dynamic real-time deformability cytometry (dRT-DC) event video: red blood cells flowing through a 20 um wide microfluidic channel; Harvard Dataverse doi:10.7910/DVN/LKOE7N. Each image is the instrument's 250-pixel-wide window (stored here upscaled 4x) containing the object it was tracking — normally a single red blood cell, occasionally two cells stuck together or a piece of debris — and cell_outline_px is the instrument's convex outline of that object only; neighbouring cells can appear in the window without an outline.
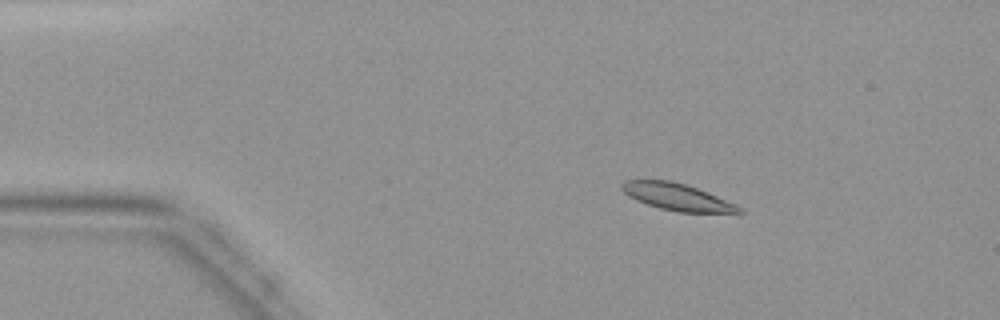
{"species": "common noctule bat (a hibernating species)", "species_latin": "Nyctalus noctula", "temperature_condition": "warm", "stored_images_in_passage": 46, "camera_frame_rate_fps": 3000, "um_per_image_px": 0.085, "animal": {"sex": "female", "body_mass_g": 19.9}, "frame": {"image": 1, "passage_image": 8, "time_ms": 2.333, "image_size_px": [1000, 320], "cell_outline_px": [[744, 212], [676, 212], [660, 208], [636, 200], [628, 196], [620, 188], [620, 184], [624, 180], [672, 180], [708, 192], [736, 204], [744, 208]], "centroid_in_image_um": [57.53, 16.73], "position_along_channel_um": 27.5, "area_um2": 18.32}}
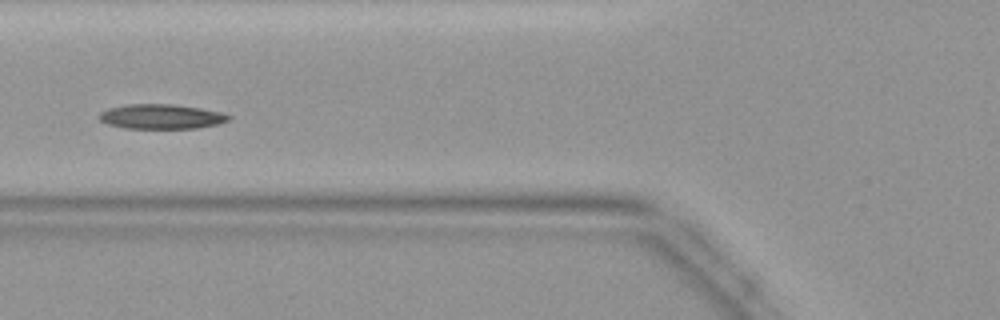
{"frame": {"image": 2, "passage_image": 18, "time_ms": 5.667, "image_size_px": [1000, 320], "cell_outline_px": [[232, 116], [228, 120], [220, 124], [196, 128], [124, 128], [108, 124], [100, 120], [100, 112], [108, 108], [124, 104], [172, 104], [200, 108], [220, 112]], "centroid_in_image_um": [13.71, 9.9], "position_along_channel_um": 112.1, "area_um2": 18.61}}
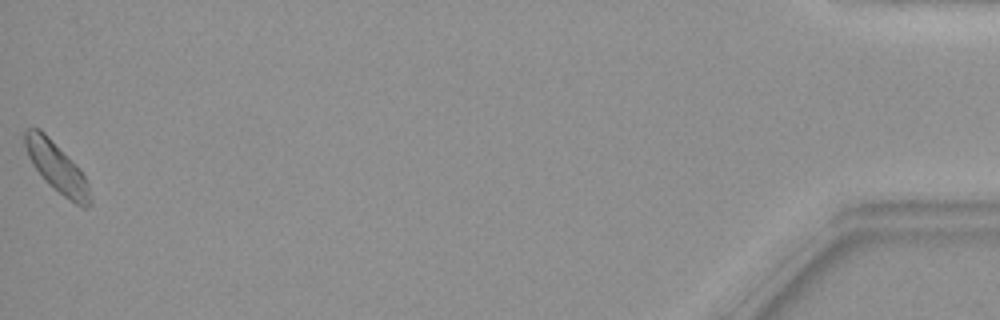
{"frame": {"image": 3, "passage_image": 46, "time_ms": 15.0, "image_size_px": [1000, 320], "cell_outline_px": [[92, 204], [84, 208], [76, 204], [52, 188], [44, 180], [32, 164], [28, 156], [24, 144], [24, 132], [28, 128], [40, 128], [44, 132], [84, 176], [88, 184], [92, 200]], "centroid_in_image_um": [4.8, 14.26], "position_along_channel_um": 430.4, "area_um2": 18.44}}